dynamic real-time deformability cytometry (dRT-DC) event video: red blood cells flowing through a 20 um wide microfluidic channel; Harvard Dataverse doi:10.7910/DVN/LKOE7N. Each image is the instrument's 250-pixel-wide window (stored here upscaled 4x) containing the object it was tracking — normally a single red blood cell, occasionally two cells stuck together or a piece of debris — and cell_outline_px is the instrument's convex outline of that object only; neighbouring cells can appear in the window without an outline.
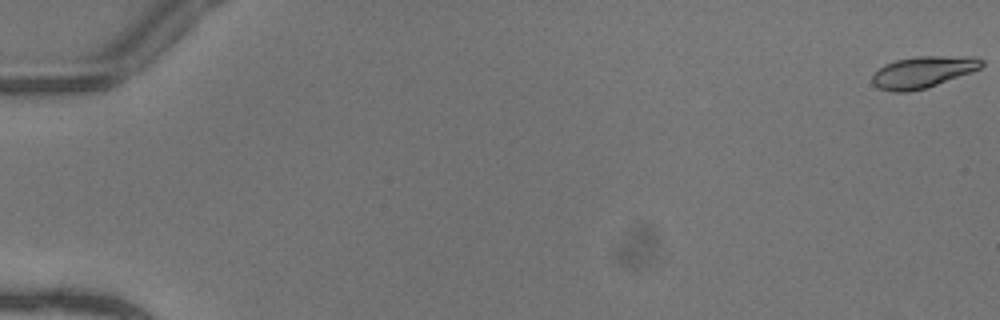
{"species": "common noctule bat (a hibernating species)", "species_latin": "Nyctalus noctula", "temperature_condition": "warm", "stored_images_in_passage": 52, "camera_frame_rate_fps": 3000, "um_per_image_px": 0.085, "animal": {"sex": "female"}, "frame": {"image": 1, "passage_image": 1, "time_ms": 0.0, "image_size_px": [1000, 320], "cell_outline_px": [[984, 64], [980, 68], [972, 72], [924, 88], [908, 92], [892, 92], [880, 88], [872, 84], [872, 76], [884, 64], [896, 60], [916, 56], [972, 56], [984, 60]], "centroid_in_image_um": [78.46, 6.11], "position_along_channel_um": 6.5, "area_um2": 20.0}}
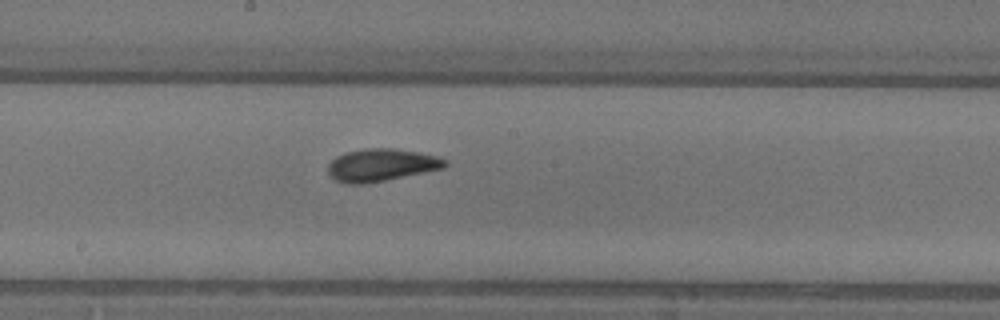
{"frame": {"image": 2, "passage_image": 30, "time_ms": 9.667, "image_size_px": [1000, 320], "cell_outline_px": [[448, 164], [444, 168], [364, 184], [344, 184], [336, 180], [328, 172], [328, 164], [336, 156], [344, 152], [368, 148], [392, 148], [420, 152], [436, 156], [448, 160]], "centroid_in_image_um": [32.4, 14.02], "position_along_channel_um": 215.8, "area_um2": 22.14}}
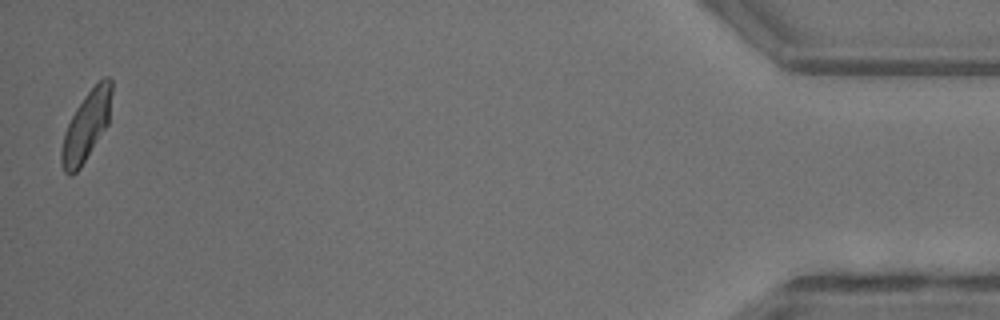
{"frame": {"image": 3, "passage_image": 52, "time_ms": 17.0, "image_size_px": [1000, 320], "cell_outline_px": [[112, 92], [108, 124], [80, 168], [72, 176], [68, 176], [64, 172], [60, 164], [60, 152], [64, 132], [76, 108], [84, 96], [104, 76], [108, 76], [112, 80]], "centroid_in_image_um": [7.32, 10.74], "position_along_channel_um": 427.9, "area_um2": 20.29}, "authors_computed_cell_mechanics": {"area_um2": 20.4612, "velocity_mm_per_s": 4.0994, "shape_relaxation_time_tau1_ms": 4.5263, "shape_relaxation_time_tau2_ms": 1.3891, "deformation_change_tau1": 0.1674, "deformation_change_tau2": 0.0708}}